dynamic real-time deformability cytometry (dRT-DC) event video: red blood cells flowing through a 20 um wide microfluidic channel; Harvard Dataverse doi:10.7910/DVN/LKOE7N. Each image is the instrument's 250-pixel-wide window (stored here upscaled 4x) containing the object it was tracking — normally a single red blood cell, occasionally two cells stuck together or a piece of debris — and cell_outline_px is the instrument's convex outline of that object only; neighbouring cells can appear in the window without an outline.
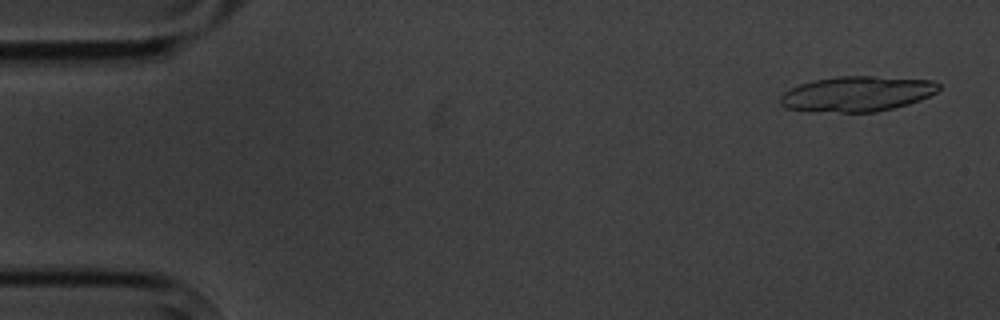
{"species": "common noctule bat (a hibernating species)", "species_latin": "Nyctalus noctula", "temperature_condition": "cold", "stored_images_in_passage": 6, "camera_frame_rate_fps": 3000, "um_per_image_px": 0.085, "animal": {"sex": "male", "body_mass_g": 20.1, "forearm_length_mm": 53.5}, "frame": {"image": 1, "passage_image": 1, "time_ms": 0.0, "image_size_px": [1000, 320], "cell_outline_px": [[940, 88], [936, 92], [920, 100], [908, 104], [876, 112], [812, 112], [784, 108], [780, 104], [780, 96], [784, 92], [800, 84], [812, 80], [836, 76], [876, 76], [932, 80], [940, 84]], "centroid_in_image_um": [72.82, 7.98], "position_along_channel_um": 12.2, "area_um2": 32.83}}